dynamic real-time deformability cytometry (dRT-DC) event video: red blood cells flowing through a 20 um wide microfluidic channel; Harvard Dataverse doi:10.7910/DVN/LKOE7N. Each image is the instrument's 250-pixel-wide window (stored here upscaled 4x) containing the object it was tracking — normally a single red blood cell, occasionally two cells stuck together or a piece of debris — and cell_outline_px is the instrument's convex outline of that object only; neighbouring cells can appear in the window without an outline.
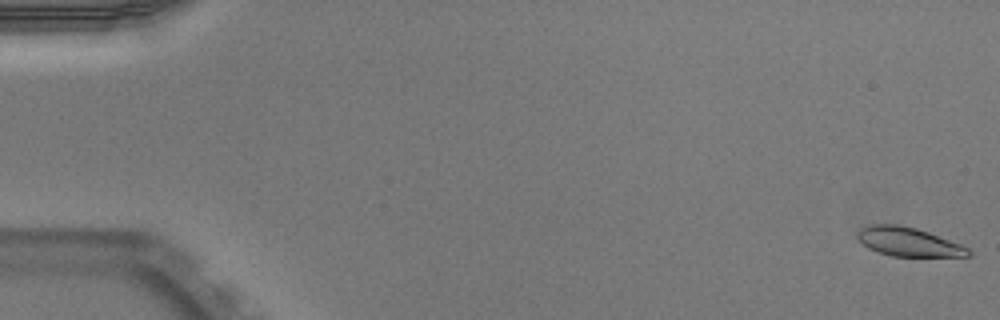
{"species": "Egyptian fruit bat (a non-hibernating species)", "species_latin": "Rousettus aegyptiacus", "temperature_condition": "warm", "stored_images_in_passage": 53, "camera_frame_rate_fps": 3000, "um_per_image_px": 0.085, "animal": {"sex": "male"}, "frame": {"image": 1, "passage_image": 1, "time_ms": 0.0, "image_size_px": [1000, 320], "cell_outline_px": [[972, 256], [892, 256], [868, 248], [856, 236], [856, 232], [860, 228], [872, 224], [896, 224], [916, 228], [928, 232], [960, 244], [968, 248], [972, 252]], "centroid_in_image_um": [77.21, 20.55], "position_along_channel_um": 7.8, "area_um2": 18.5}, "authors_computed_cell_mechanics": {"area_um2": 20.23, "velocity_mm_per_s": 3.9468, "shape_relaxation_time_tau1_ms": 2.8304, "shape_relaxation_time_tau2_ms": 5.211, "deformation_change_tau1": 0.1387, "deformation_change_tau2": 0.0837}}